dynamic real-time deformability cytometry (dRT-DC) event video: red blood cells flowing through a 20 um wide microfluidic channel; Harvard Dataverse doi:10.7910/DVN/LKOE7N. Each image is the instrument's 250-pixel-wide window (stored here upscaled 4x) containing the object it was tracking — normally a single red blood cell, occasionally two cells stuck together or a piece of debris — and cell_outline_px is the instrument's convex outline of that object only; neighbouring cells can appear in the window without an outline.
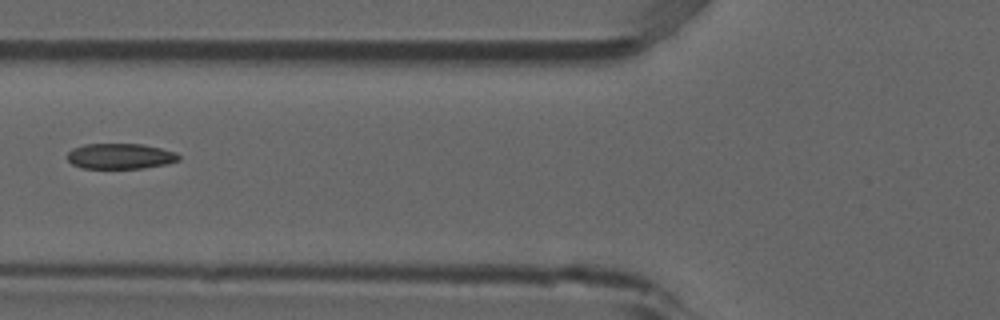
{"species": "common noctule bat (a hibernating species)", "species_latin": "Nyctalus noctula", "temperature_condition": "room temperature", "stored_images_in_passage": 6, "camera_frame_rate_fps": 3000, "um_per_image_px": 0.085, "animal": {"sex": "male", "forearm_length_mm": 52.5}, "frame": {"image": 1, "passage_image": 6, "time_ms": 1.667, "image_size_px": [1000, 320], "cell_outline_px": [[180, 160], [168, 164], [144, 168], [80, 168], [72, 164], [68, 160], [68, 152], [72, 148], [84, 144], [144, 144], [176, 152], [180, 156]], "centroid_in_image_um": [10.24, 13.27], "position_along_channel_um": 115.6, "area_um2": 16.7}}